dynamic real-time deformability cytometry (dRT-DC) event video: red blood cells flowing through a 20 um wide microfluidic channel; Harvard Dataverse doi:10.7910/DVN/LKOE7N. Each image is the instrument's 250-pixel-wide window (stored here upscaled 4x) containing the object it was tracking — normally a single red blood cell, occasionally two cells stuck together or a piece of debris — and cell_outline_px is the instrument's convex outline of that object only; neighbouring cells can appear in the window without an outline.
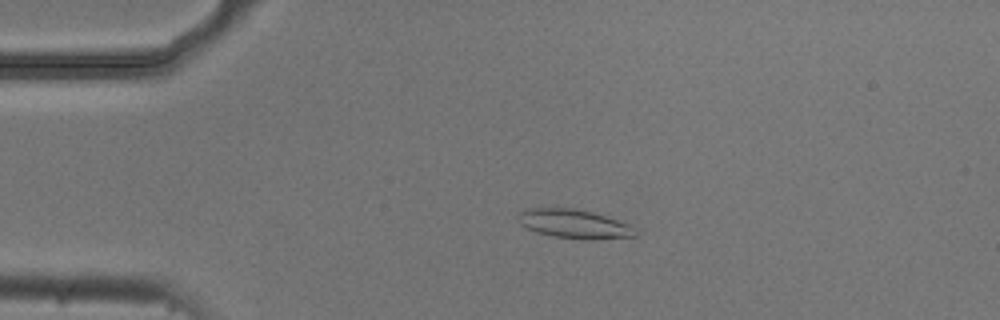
{"species": "common noctule bat (a hibernating species)", "species_latin": "Nyctalus noctula", "temperature_condition": "cold", "stored_images_in_passage": 5, "camera_frame_rate_fps": 3000, "um_per_image_px": 0.085, "animal": {"sex": "male", "body_mass_g": 20.5, "forearm_length_mm": 52.5}, "frame": {"image": 1, "passage_image": 4, "time_ms": 1.0, "image_size_px": [1000, 320], "cell_outline_px": [[636, 236], [592, 240], [584, 240], [552, 236], [536, 232], [520, 224], [516, 216], [524, 208], [576, 208], [592, 212], [628, 224], [636, 232]], "centroid_in_image_um": [48.74, 19.03], "position_along_channel_um": 36.3, "area_um2": 19.77}}